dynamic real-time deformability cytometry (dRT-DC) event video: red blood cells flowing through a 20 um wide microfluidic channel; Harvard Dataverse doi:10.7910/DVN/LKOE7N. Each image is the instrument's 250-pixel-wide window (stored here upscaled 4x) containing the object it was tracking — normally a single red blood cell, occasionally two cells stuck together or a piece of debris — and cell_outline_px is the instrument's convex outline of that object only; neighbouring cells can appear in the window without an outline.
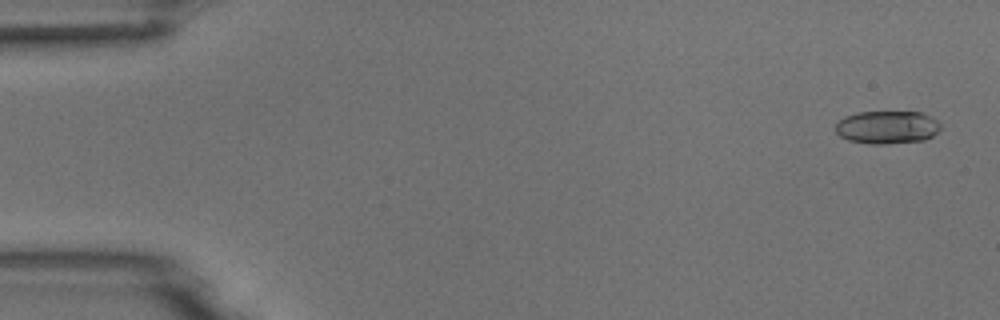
{"species": "common noctule bat (a hibernating species)", "species_latin": "Nyctalus noctula", "temperature_condition": "room temperature", "stored_images_in_passage": 5, "camera_frame_rate_fps": 3000, "um_per_image_px": 0.085, "animal": {"sex": "male", "body_mass_g": 18.8}, "frame": {"image": 1, "passage_image": 1, "time_ms": 0.0, "image_size_px": [1000, 320], "cell_outline_px": [[940, 128], [932, 136], [924, 140], [884, 144], [868, 144], [848, 140], [840, 136], [836, 132], [836, 124], [844, 116], [856, 112], [920, 112], [936, 120], [940, 124]], "centroid_in_image_um": [75.37, 10.82], "position_along_channel_um": 9.6, "area_um2": 20.11}}
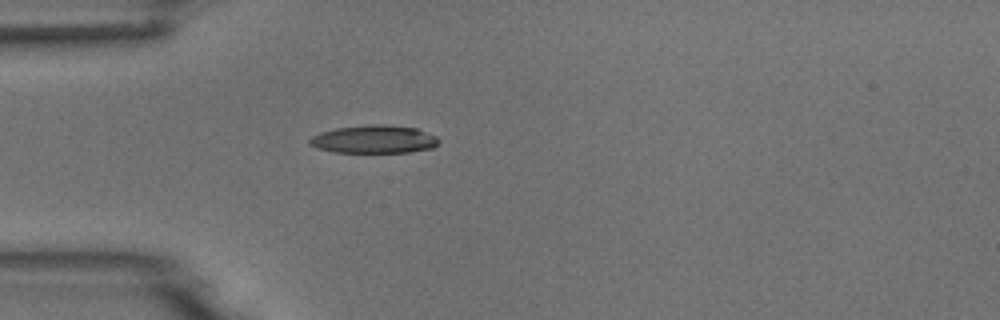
{"frame": {"image": 2, "passage_image": 5, "time_ms": 4.333, "image_size_px": [1000, 320], "cell_outline_px": [[440, 140], [432, 148], [408, 152], [336, 152], [316, 148], [308, 144], [308, 140], [312, 136], [320, 132], [336, 128], [368, 124], [384, 124], [416, 128], [436, 136]], "centroid_in_image_um": [31.76, 11.83], "position_along_channel_um": 53.2, "area_um2": 21.1}}